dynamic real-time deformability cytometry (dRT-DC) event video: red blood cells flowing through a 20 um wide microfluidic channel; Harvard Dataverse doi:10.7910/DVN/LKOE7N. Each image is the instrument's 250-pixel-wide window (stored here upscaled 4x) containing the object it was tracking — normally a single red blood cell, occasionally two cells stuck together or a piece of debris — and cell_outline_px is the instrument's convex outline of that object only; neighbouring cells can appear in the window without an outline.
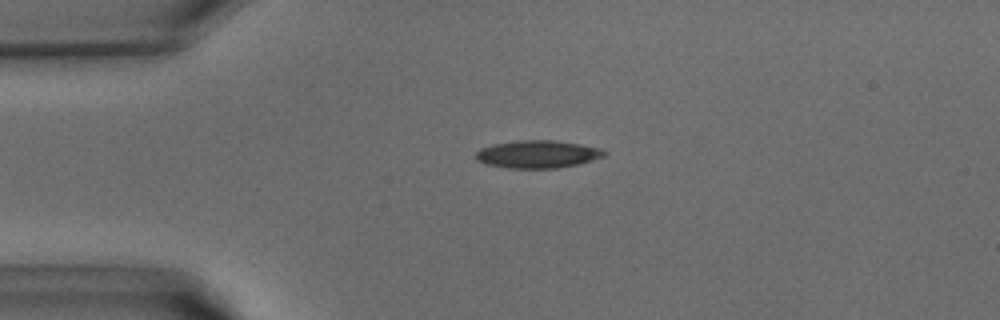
{"species": "common noctule bat (a hibernating species)", "species_latin": "Nyctalus noctula", "temperature_condition": "warm", "stored_images_in_passage": 31, "camera_frame_rate_fps": 3000, "um_per_image_px": 0.085, "animal": {"sex": "male", "body_mass_g": 15.6}, "frame": {"image": 1, "passage_image": 1, "time_ms": 0.0, "image_size_px": [1000, 320], "cell_outline_px": [[608, 152], [604, 156], [576, 164], [556, 168], [508, 168], [484, 164], [476, 160], [472, 156], [480, 148], [492, 144], [520, 140], [552, 140], [580, 144], [600, 148]], "centroid_in_image_um": [45.62, 13.1], "position_along_channel_um": 39.4, "area_um2": 20.75}}
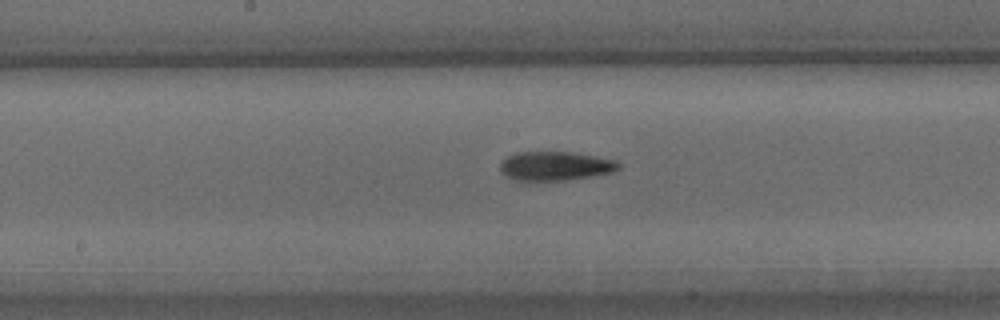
{"frame": {"image": 2, "passage_image": 12, "time_ms": 3.667, "image_size_px": [1000, 320], "cell_outline_px": [[620, 168], [612, 172], [592, 176], [564, 180], [516, 180], [504, 176], [500, 172], [500, 164], [508, 156], [516, 152], [572, 152], [596, 156], [616, 160], [620, 164]], "centroid_in_image_um": [47.19, 14.1], "position_along_channel_um": 201.0, "area_um2": 20.0}}
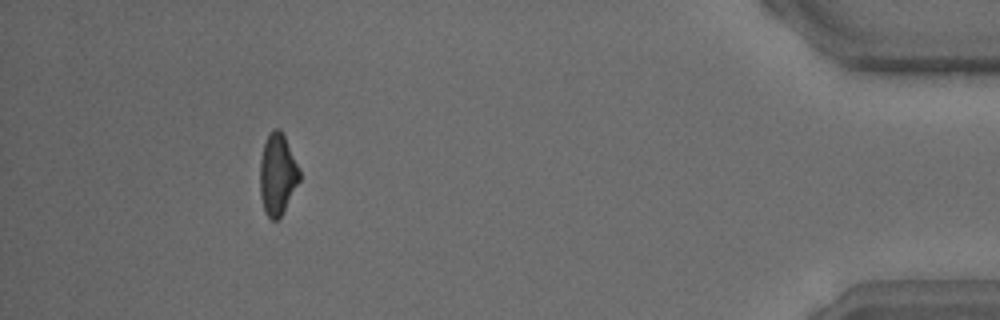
{"frame": {"image": 3, "passage_image": 28, "time_ms": 9.0, "image_size_px": [1000, 320], "cell_outline_px": [[300, 180], [280, 216], [276, 220], [272, 220], [264, 212], [260, 196], [260, 160], [264, 144], [272, 128], [280, 128], [300, 168]], "centroid_in_image_um": [23.58, 14.8], "position_along_channel_um": 411.6, "area_um2": 18.61}}